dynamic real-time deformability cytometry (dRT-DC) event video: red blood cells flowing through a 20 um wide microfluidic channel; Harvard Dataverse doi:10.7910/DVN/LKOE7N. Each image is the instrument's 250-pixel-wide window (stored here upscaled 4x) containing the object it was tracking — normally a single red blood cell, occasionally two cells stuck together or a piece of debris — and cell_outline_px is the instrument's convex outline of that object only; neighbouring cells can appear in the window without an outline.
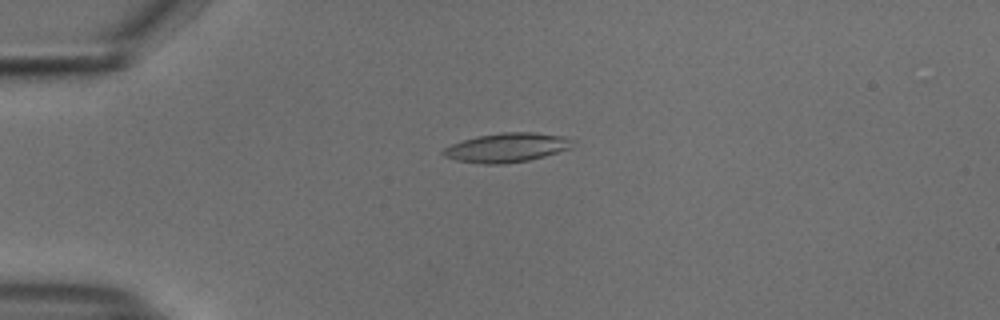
{"species": "common noctule bat (a hibernating species)", "species_latin": "Nyctalus noctula", "temperature_condition": "cold", "stored_images_in_passage": 42, "camera_frame_rate_fps": 3000, "um_per_image_px": 0.085, "animal": {"sex": "male", "body_mass_g": 18.8}, "frame": {"image": 1, "passage_image": 1, "time_ms": 0.0, "image_size_px": [1000, 320], "cell_outline_px": [[576, 140], [572, 148], [544, 156], [528, 160], [500, 164], [484, 164], [456, 160], [444, 156], [440, 152], [444, 148], [452, 144], [476, 136], [504, 132], [536, 132], [564, 136]], "centroid_in_image_um": [43.12, 12.53], "position_along_channel_um": 41.9, "area_um2": 22.08}}
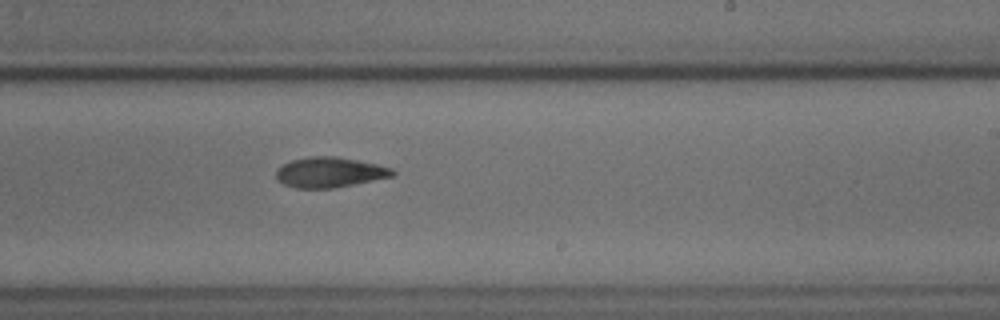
{"frame": {"image": 2, "passage_image": 21, "time_ms": 6.667, "image_size_px": [1000, 320], "cell_outline_px": [[396, 172], [392, 176], [332, 188], [296, 188], [284, 184], [276, 176], [276, 172], [284, 164], [292, 160], [308, 156], [336, 156], [376, 164], [392, 168]], "centroid_in_image_um": [28.02, 14.63], "position_along_channel_um": 261.0, "area_um2": 20.11}}
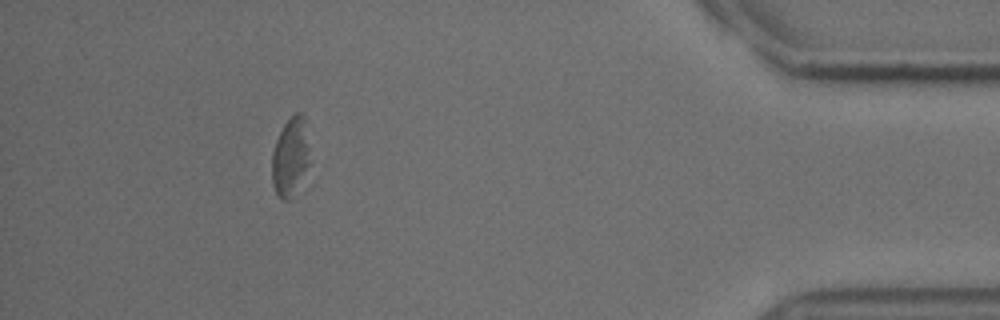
{"frame": {"image": 3, "passage_image": 37, "time_ms": 12.0, "image_size_px": [1000, 320], "cell_outline_px": [[308, 164], [292, 196], [288, 200], [284, 200], [276, 192], [272, 184], [272, 152], [276, 140], [284, 124], [296, 112], [304, 112], [308, 148]], "centroid_in_image_um": [24.65, 13.28], "position_along_channel_um": 410.5, "area_um2": 16.76}, "authors_computed_cell_mechanics": {"area_um2": 20.7502, "velocity_mm_per_s": 3.7173, "shape_relaxation_time_tau1_ms": 4.5798, "shape_relaxation_time_tau2_ms": 4.3274, "deformation_change_tau1": 0.1189, "deformation_change_tau2": 0.0961}}